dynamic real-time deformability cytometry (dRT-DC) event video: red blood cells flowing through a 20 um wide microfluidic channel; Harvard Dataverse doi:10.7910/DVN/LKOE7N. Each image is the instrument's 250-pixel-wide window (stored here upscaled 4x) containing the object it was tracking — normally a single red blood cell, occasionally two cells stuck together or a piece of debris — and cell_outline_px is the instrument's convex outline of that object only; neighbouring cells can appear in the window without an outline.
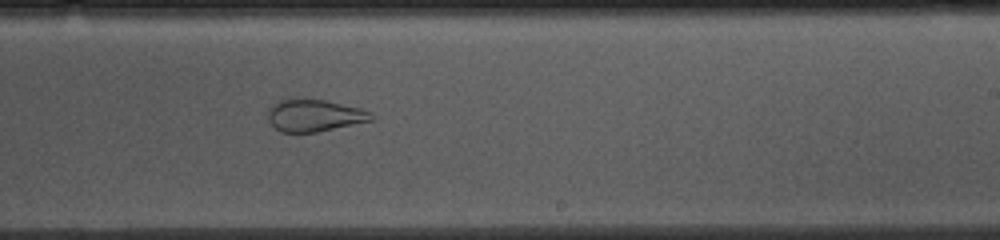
{"species": "common noctule bat (a hibernating species)", "species_latin": "Nyctalus noctula", "temperature_condition": "cold", "stored_images_in_passage": 43, "camera_frame_rate_fps": 3000, "um_per_image_px": 0.085, "animal": {"sex": "female", "body_mass_g": 10.0, "forearm_length_mm": 53.1}, "frame": {"image": 1, "passage_image": 31, "time_ms": 10.0, "image_size_px": [1000, 240], "cell_outline_px": [[376, 116], [372, 120], [316, 132], [280, 132], [268, 120], [268, 108], [276, 100], [296, 96], [324, 100], [360, 108]], "centroid_in_image_um": [26.65, 9.77], "position_along_channel_um": 262.4, "area_um2": 19.65}}